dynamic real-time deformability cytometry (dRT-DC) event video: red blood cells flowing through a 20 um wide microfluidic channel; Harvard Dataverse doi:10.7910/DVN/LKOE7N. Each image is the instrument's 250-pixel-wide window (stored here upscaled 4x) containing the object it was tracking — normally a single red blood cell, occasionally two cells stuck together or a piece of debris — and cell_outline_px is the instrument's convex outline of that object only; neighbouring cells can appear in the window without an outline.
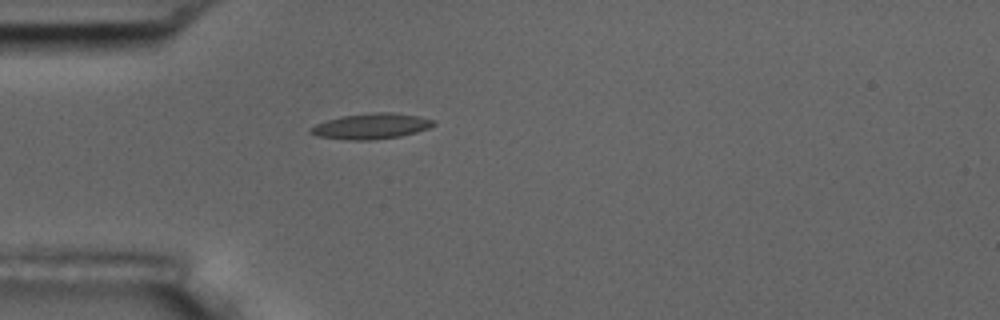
{"species": "common noctule bat (a hibernating species)", "species_latin": "Nyctalus noctula", "temperature_condition": "room temperature", "stored_images_in_passage": 2, "camera_frame_rate_fps": 3000, "um_per_image_px": 0.085, "animal": {"sex": "male", "body_mass_g": 17.5, "forearm_length_mm": 52.3}, "frame": {"image": 1, "passage_image": 2, "time_ms": 0.333, "image_size_px": [1000, 320], "cell_outline_px": [[436, 124], [428, 128], [416, 132], [400, 136], [368, 140], [348, 140], [316, 136], [308, 132], [308, 128], [316, 124], [340, 116], [376, 112], [392, 112], [420, 116], [432, 120]], "centroid_in_image_um": [31.51, 10.72], "position_along_channel_um": 53.5, "area_um2": 18.32}}